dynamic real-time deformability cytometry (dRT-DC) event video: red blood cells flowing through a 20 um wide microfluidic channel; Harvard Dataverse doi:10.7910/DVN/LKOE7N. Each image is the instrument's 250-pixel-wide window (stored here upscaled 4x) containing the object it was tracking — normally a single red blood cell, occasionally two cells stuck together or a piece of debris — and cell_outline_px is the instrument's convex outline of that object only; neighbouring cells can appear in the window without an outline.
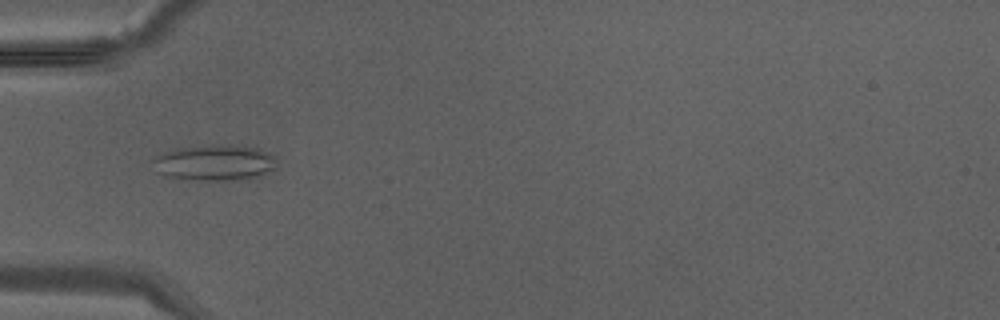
{"species": "Egyptian fruit bat (a non-hibernating species)", "species_latin": "Rousettus aegyptiacus", "temperature_condition": "warm", "stored_images_in_passage": 31, "camera_frame_rate_fps": 3000, "um_per_image_px": 0.085, "animal": {"sex": "male"}, "frame": {"image": 1, "passage_image": 5, "time_ms": 1.333, "image_size_px": [1000, 320], "cell_outline_px": [[276, 168], [252, 176], [232, 180], [208, 180], [164, 176], [156, 172], [152, 160], [156, 156], [164, 152], [180, 148], [208, 144], [232, 144], [256, 148], [272, 156]], "centroid_in_image_um": [18.15, 13.8], "position_along_channel_um": 66.8, "area_um2": 25.32}}
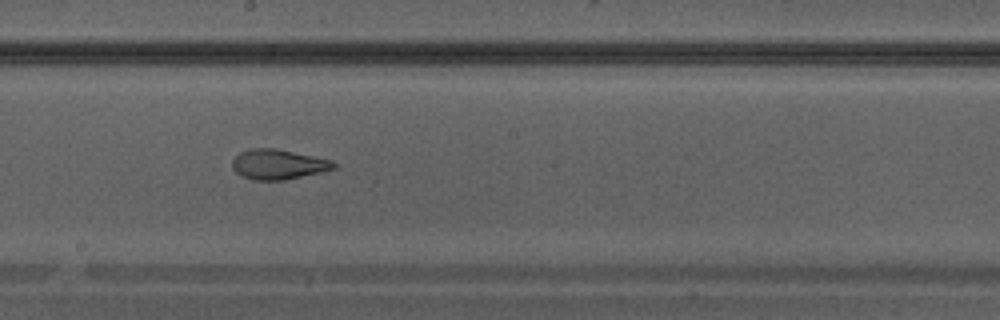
{"frame": {"image": 2, "passage_image": 14, "time_ms": 4.333, "image_size_px": [1000, 320], "cell_outline_px": [[336, 168], [320, 172], [284, 180], [252, 180], [236, 172], [232, 168], [232, 160], [240, 152], [248, 148], [276, 148], [332, 160], [336, 164]], "centroid_in_image_um": [23.63, 13.96], "position_along_channel_um": 224.6, "area_um2": 17.69}}